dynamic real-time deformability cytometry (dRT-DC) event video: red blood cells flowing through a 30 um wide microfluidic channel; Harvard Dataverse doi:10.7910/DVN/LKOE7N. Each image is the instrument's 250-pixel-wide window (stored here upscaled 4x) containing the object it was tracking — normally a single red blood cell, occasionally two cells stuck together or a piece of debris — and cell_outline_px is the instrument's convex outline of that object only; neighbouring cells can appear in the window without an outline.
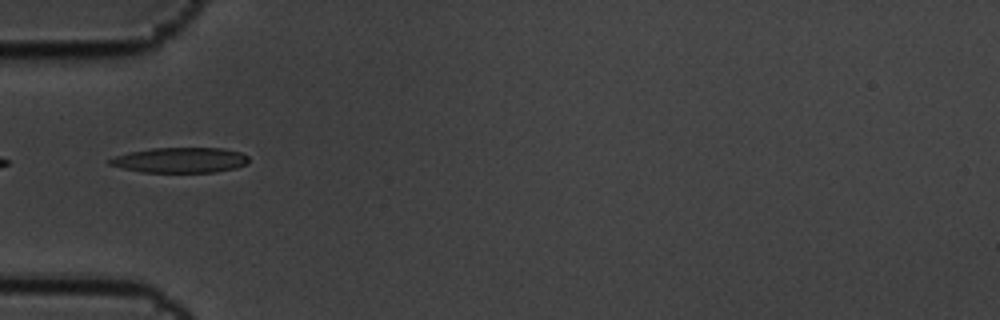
{"species": "common noctule bat (a hibernating species)", "species_latin": "Nyctalus noctula", "temperature_condition": "cold", "stored_images_in_passage": 9, "camera_frame_rate_fps": 3000, "um_per_image_px": 0.085, "animal": {"sex": "male", "body_mass_g": 19.5, "forearm_length_mm": 54.6}, "frame": {"image": 1, "passage_image": 6, "time_ms": 1.667, "image_size_px": [1000, 320], "cell_outline_px": [[248, 164], [236, 168], [216, 172], [144, 172], [124, 168], [108, 164], [104, 160], [128, 152], [152, 148], [224, 148], [240, 152], [248, 156]], "centroid_in_image_um": [15.32, 13.6], "position_along_channel_um": 69.7, "area_um2": 20.58}}
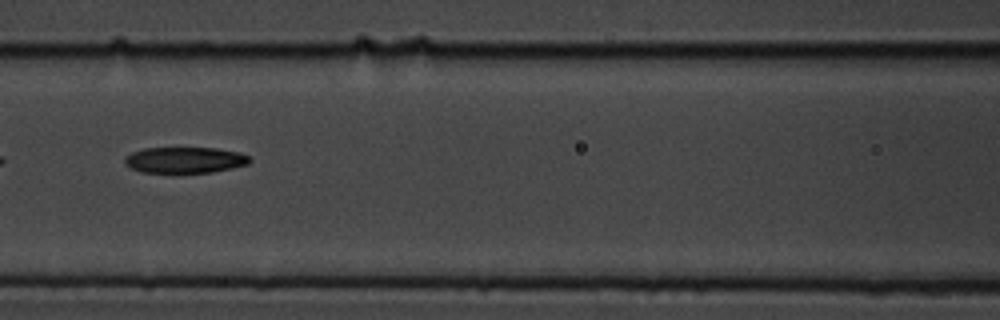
{"frame": {"image": 2, "passage_image": 8, "time_ms": 2.333, "image_size_px": [1000, 320], "cell_outline_px": [[252, 160], [248, 164], [232, 168], [212, 172], [140, 172], [124, 164], [124, 156], [132, 152], [144, 148], [216, 148], [240, 152], [248, 156]], "centroid_in_image_um": [15.71, 13.59], "position_along_channel_um": 150.9, "area_um2": 18.96}}
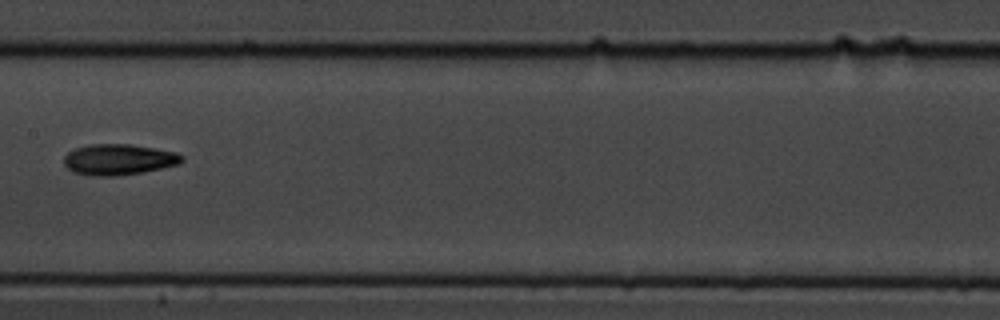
{"frame": {"image": 3, "passage_image": 9, "time_ms": 2.667, "image_size_px": [1000, 320], "cell_outline_px": [[184, 160], [180, 164], [144, 172], [116, 176], [92, 176], [72, 172], [64, 164], [64, 156], [68, 152], [76, 148], [88, 144], [128, 144], [156, 148], [176, 152], [184, 156]], "centroid_in_image_um": [10.1, 13.56], "position_along_channel_um": 197.3, "area_um2": 21.44}}